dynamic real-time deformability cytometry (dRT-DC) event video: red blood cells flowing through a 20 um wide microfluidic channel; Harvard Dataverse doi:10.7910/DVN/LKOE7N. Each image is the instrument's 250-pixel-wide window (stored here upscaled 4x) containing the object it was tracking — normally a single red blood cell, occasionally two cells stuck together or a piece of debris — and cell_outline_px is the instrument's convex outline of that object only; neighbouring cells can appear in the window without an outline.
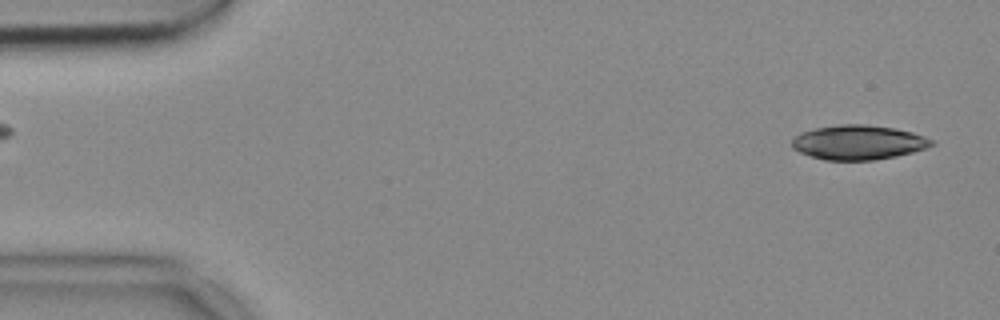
{"species": "common noctule bat (a hibernating species)", "species_latin": "Nyctalus noctula", "temperature_condition": "cold", "stored_images_in_passage": 52, "camera_frame_rate_fps": 3000, "um_per_image_px": 0.085, "animal": {"sex": "female", "body_mass_g": 18.4}, "frame": {"image": 1, "passage_image": 2, "time_ms": 0.333, "image_size_px": [1000, 320], "cell_outline_px": [[936, 144], [912, 152], [896, 156], [872, 160], [824, 160], [800, 152], [792, 148], [792, 140], [800, 132], [816, 128], [840, 124], [868, 124], [896, 128], [912, 132], [924, 136], [932, 140]], "centroid_in_image_um": [72.96, 12.09], "position_along_channel_um": 12.0, "area_um2": 28.03}}
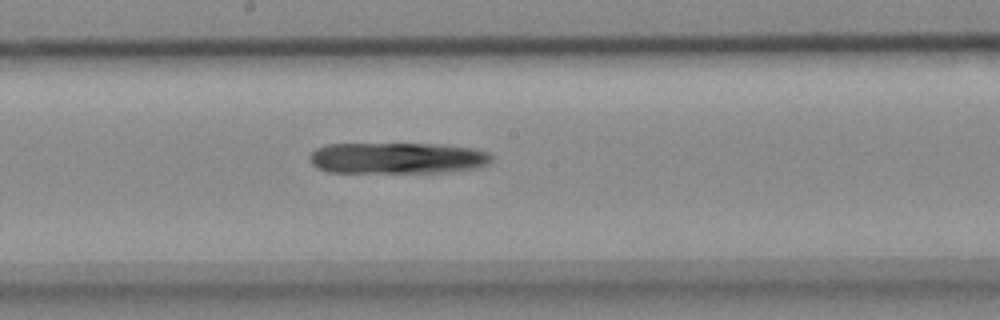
{"frame": {"image": 2, "passage_image": 27, "time_ms": 8.667, "image_size_px": [1000, 320], "cell_outline_px": [[492, 160], [488, 164], [480, 168], [448, 172], [328, 172], [316, 168], [312, 164], [308, 156], [316, 148], [324, 144], [436, 144], [472, 148], [488, 152], [492, 156]], "centroid_in_image_um": [33.77, 13.44], "position_along_channel_um": 214.4, "area_um2": 33.35}}
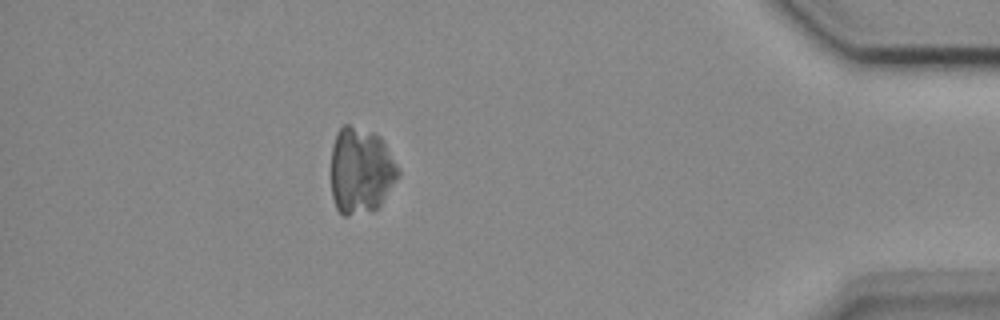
{"frame": {"image": 3, "passage_image": 46, "time_ms": 15.0, "image_size_px": [1000, 320], "cell_outline_px": [[400, 176], [380, 204], [372, 212], [348, 216], [344, 216], [336, 208], [332, 196], [332, 144], [336, 132], [344, 124], [348, 124], [372, 132], [380, 136], [400, 168]], "centroid_in_image_um": [30.68, 14.51], "position_along_channel_um": 404.5, "area_um2": 34.04}}